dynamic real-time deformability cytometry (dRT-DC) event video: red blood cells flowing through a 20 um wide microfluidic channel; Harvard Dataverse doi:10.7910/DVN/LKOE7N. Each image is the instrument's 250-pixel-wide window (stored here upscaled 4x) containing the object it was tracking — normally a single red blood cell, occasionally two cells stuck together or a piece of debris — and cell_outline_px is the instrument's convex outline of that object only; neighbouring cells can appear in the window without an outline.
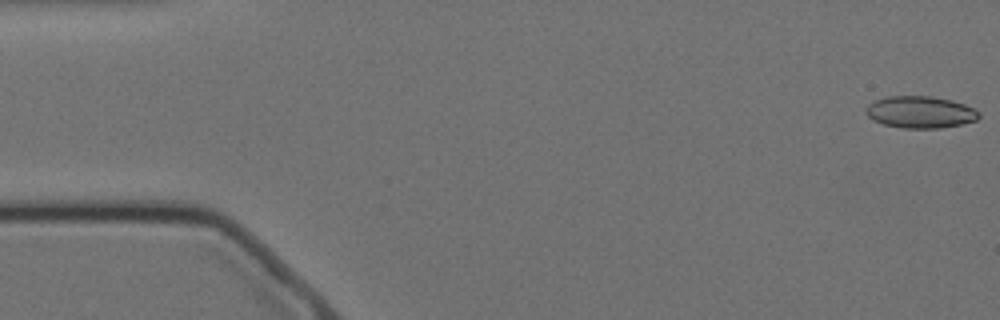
{"species": "Egyptian fruit bat (a non-hibernating species)", "species_latin": "Rousettus aegyptiacus", "temperature_condition": "cold", "stored_images_in_passage": 12, "camera_frame_rate_fps": 3000, "um_per_image_px": 0.085, "animal": {"sex": "female"}, "frame": {"image": 1, "passage_image": 1, "time_ms": 0.0, "image_size_px": [1000, 320], "cell_outline_px": [[980, 116], [976, 120], [960, 124], [940, 128], [904, 128], [884, 124], [872, 120], [864, 112], [864, 108], [868, 104], [876, 100], [888, 96], [932, 96], [952, 100], [964, 104], [980, 112]], "centroid_in_image_um": [78.2, 9.52], "position_along_channel_um": 6.8, "area_um2": 21.04}}